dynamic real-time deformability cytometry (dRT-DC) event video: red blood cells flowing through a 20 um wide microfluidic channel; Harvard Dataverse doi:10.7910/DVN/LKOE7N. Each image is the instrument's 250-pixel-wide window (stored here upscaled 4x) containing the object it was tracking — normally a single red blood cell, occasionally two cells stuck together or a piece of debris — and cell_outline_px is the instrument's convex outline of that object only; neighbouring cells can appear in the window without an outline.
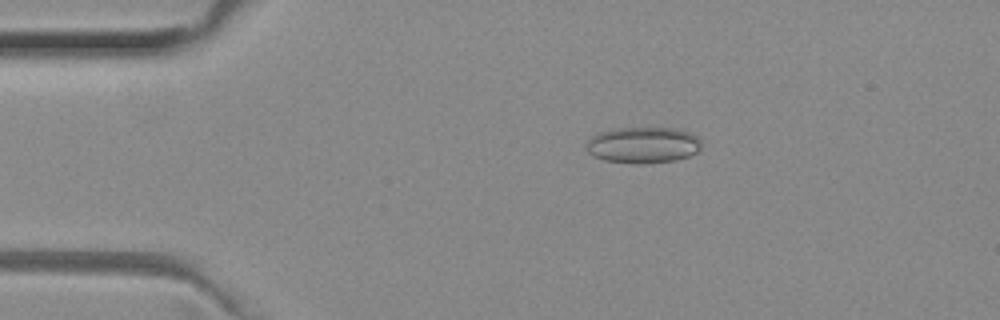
{"species": "common noctule bat (a hibernating species)", "species_latin": "Nyctalus noctula", "temperature_condition": "room temperature", "stored_images_in_passage": 51, "camera_frame_rate_fps": 3000, "um_per_image_px": 0.085, "animal": {"sex": "female", "body_mass_g": 29.2, "forearm_length_mm": 56.3}, "frame": {"image": 1, "passage_image": 10, "time_ms": 3.0, "image_size_px": [1000, 320], "cell_outline_px": [[700, 148], [696, 152], [688, 156], [676, 160], [640, 164], [636, 164], [604, 160], [592, 156], [588, 152], [588, 140], [596, 132], [616, 128], [676, 128], [688, 132], [696, 136], [700, 140]], "centroid_in_image_um": [54.64, 12.32], "position_along_channel_um": 30.4, "area_um2": 24.28}}
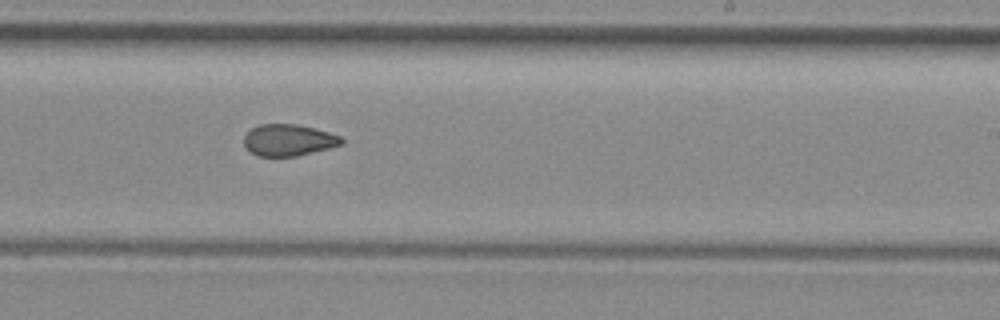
{"frame": {"image": 2, "passage_image": 31, "time_ms": 10.0, "image_size_px": [1000, 320], "cell_outline_px": [[344, 144], [296, 156], [256, 156], [244, 144], [244, 136], [252, 128], [260, 124], [296, 124], [328, 132], [340, 136], [344, 140]], "centroid_in_image_um": [24.53, 11.91], "position_along_channel_um": 264.5, "area_um2": 17.74}}
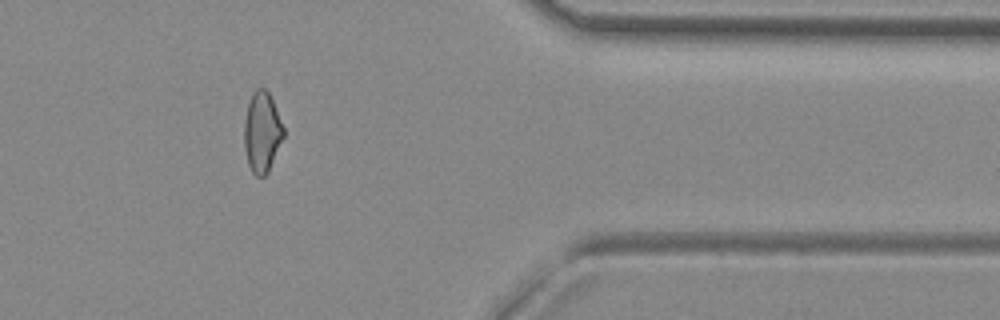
{"frame": {"image": 3, "passage_image": 42, "time_ms": 13.667, "image_size_px": [1000, 320], "cell_outline_px": [[284, 136], [268, 172], [264, 176], [256, 176], [252, 172], [248, 164], [244, 148], [244, 120], [248, 104], [252, 92], [256, 88], [264, 88], [268, 92], [272, 100], [284, 128]], "centroid_in_image_um": [22.26, 11.23], "position_along_channel_um": 389.1, "area_um2": 18.38}, "authors_computed_cell_mechanics": {"area_um2": 19.2474, "velocity_mm_per_s": 4.0373, "shape_relaxation_time_tau1_ms": null, "shape_relaxation_time_tau2_ms": 3.0604, "deformation_change_tau1": null, "deformation_change_tau2": 0.0914}}